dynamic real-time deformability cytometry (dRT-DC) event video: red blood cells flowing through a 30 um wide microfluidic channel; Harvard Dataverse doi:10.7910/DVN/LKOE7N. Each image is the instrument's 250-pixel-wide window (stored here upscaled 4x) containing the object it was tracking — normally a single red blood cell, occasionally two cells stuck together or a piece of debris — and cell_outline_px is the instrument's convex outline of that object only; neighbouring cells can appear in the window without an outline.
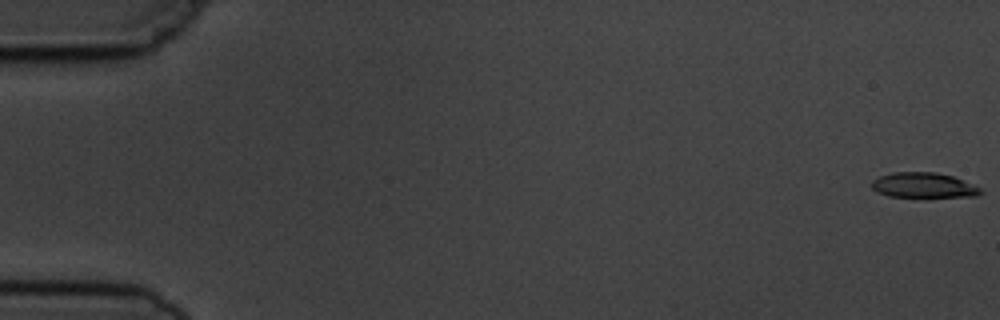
{"species": "common noctule bat (a hibernating species)", "species_latin": "Nyctalus noctula", "temperature_condition": "cold", "stored_images_in_passage": 6, "camera_frame_rate_fps": 3000, "um_per_image_px": 0.085, "animal": {"sex": "male", "body_mass_g": 19.5, "forearm_length_mm": 54.6}, "frame": {"image": 1, "passage_image": 1, "time_ms": 0.0, "image_size_px": [1000, 320], "cell_outline_px": [[984, 192], [976, 196], [888, 196], [876, 192], [872, 188], [872, 180], [880, 176], [892, 172], [936, 172], [952, 176], [980, 188]], "centroid_in_image_um": [78.46, 15.73], "position_along_channel_um": 6.5, "area_um2": 15.66}}
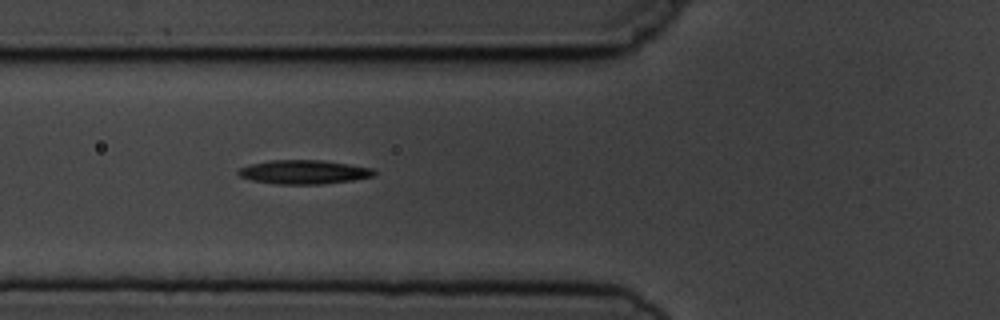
{"frame": {"image": 2, "passage_image": 6, "time_ms": 6.667, "image_size_px": [1000, 320], "cell_outline_px": [[376, 172], [372, 176], [352, 180], [324, 184], [276, 184], [252, 180], [240, 176], [236, 172], [240, 168], [252, 164], [268, 160], [324, 160], [372, 168]], "centroid_in_image_um": [25.81, 14.62], "position_along_channel_um": 100.0, "area_um2": 18.84}}